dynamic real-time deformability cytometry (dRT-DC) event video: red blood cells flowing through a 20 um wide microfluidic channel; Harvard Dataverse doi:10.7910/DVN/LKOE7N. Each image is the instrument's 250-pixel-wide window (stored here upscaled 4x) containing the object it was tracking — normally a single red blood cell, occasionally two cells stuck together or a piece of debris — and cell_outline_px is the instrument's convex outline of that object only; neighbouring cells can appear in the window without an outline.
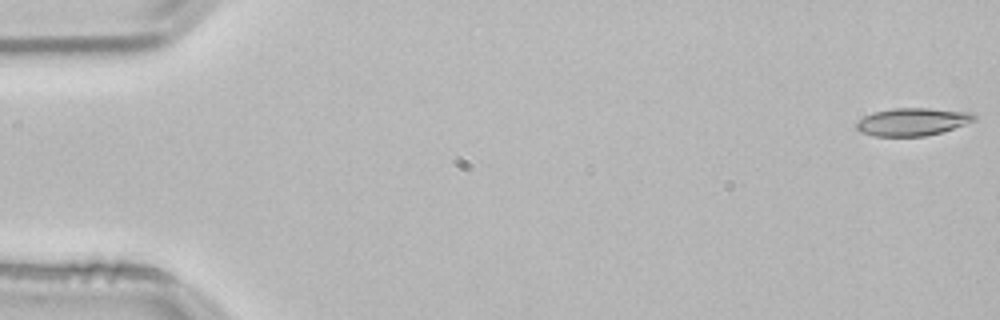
{"species": "common noctule bat (a hibernating species)", "species_latin": "Nyctalus noctula", "temperature_condition": "room temperature", "stored_images_in_passage": 53, "camera_frame_rate_fps": 3000, "um_per_image_px": 0.085, "animal": {"sex": "male", "body_mass_g": 21.5, "forearm_length_mm": 52.0}, "frame": {"image": 1, "passage_image": 1, "time_ms": 0.0, "image_size_px": [1000, 320], "cell_outline_px": [[976, 120], [940, 132], [924, 136], [872, 136], [860, 132], [856, 128], [856, 124], [864, 116], [876, 112], [892, 108], [928, 108], [972, 112], [976, 116]], "centroid_in_image_um": [77.55, 10.35], "position_along_channel_um": 7.5, "area_um2": 18.84}}
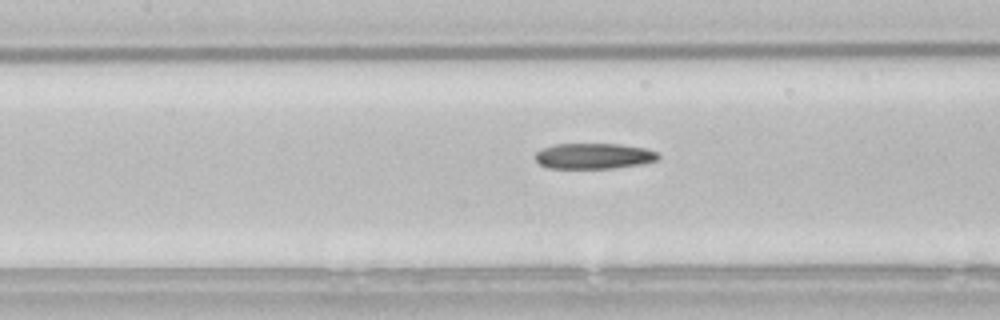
{"frame": {"image": 2, "passage_image": 24, "time_ms": 7.667, "image_size_px": [1000, 320], "cell_outline_px": [[660, 156], [656, 160], [644, 164], [612, 168], [548, 168], [540, 164], [536, 160], [536, 152], [544, 148], [556, 144], [620, 144], [644, 148], [656, 152]], "centroid_in_image_um": [50.49, 13.26], "position_along_channel_um": 156.9, "area_um2": 18.26}}
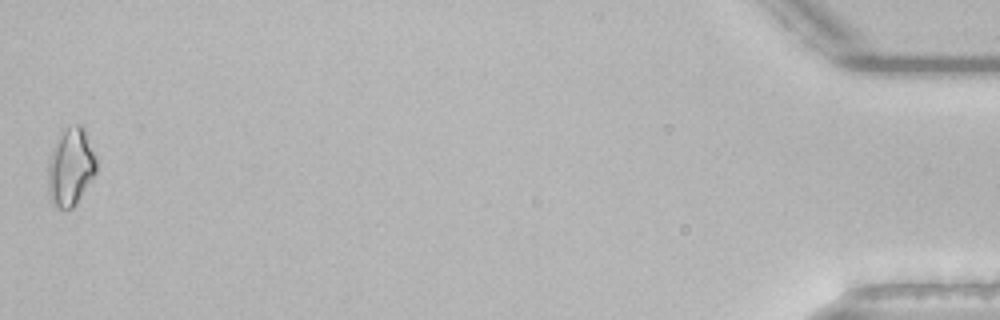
{"frame": {"image": 3, "passage_image": 53, "time_ms": 17.333, "image_size_px": [1000, 320], "cell_outline_px": [[96, 172], [76, 204], [72, 208], [56, 208], [48, 192], [48, 160], [52, 148], [56, 140], [68, 128], [76, 124], [80, 124], [84, 128], [96, 156]], "centroid_in_image_um": [6.0, 14.2], "position_along_channel_um": 429.2, "area_um2": 21.68}}